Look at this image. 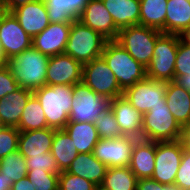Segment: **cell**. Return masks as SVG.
Wrapping results in <instances>:
<instances>
[{"label": "cell", "mask_w": 190, "mask_h": 190, "mask_svg": "<svg viewBox=\"0 0 190 190\" xmlns=\"http://www.w3.org/2000/svg\"><path fill=\"white\" fill-rule=\"evenodd\" d=\"M48 62L49 56L31 46L9 59L7 66L20 87L35 91L46 85Z\"/></svg>", "instance_id": "obj_1"}, {"label": "cell", "mask_w": 190, "mask_h": 190, "mask_svg": "<svg viewBox=\"0 0 190 190\" xmlns=\"http://www.w3.org/2000/svg\"><path fill=\"white\" fill-rule=\"evenodd\" d=\"M42 106L47 126L64 129L69 122L73 102V85H44L33 91Z\"/></svg>", "instance_id": "obj_2"}, {"label": "cell", "mask_w": 190, "mask_h": 190, "mask_svg": "<svg viewBox=\"0 0 190 190\" xmlns=\"http://www.w3.org/2000/svg\"><path fill=\"white\" fill-rule=\"evenodd\" d=\"M101 56L114 73L123 91L147 77L146 68L134 60L126 49L115 40H110L105 43Z\"/></svg>", "instance_id": "obj_3"}, {"label": "cell", "mask_w": 190, "mask_h": 190, "mask_svg": "<svg viewBox=\"0 0 190 190\" xmlns=\"http://www.w3.org/2000/svg\"><path fill=\"white\" fill-rule=\"evenodd\" d=\"M107 41L100 33L75 19L72 21L64 54L84 65L102 55Z\"/></svg>", "instance_id": "obj_4"}, {"label": "cell", "mask_w": 190, "mask_h": 190, "mask_svg": "<svg viewBox=\"0 0 190 190\" xmlns=\"http://www.w3.org/2000/svg\"><path fill=\"white\" fill-rule=\"evenodd\" d=\"M162 34L154 28L132 25L121 28L117 41L130 56L147 68L153 56L157 38Z\"/></svg>", "instance_id": "obj_5"}, {"label": "cell", "mask_w": 190, "mask_h": 190, "mask_svg": "<svg viewBox=\"0 0 190 190\" xmlns=\"http://www.w3.org/2000/svg\"><path fill=\"white\" fill-rule=\"evenodd\" d=\"M178 43L179 36L176 34L162 33L157 38L152 59L146 68L148 78L155 81H174Z\"/></svg>", "instance_id": "obj_6"}, {"label": "cell", "mask_w": 190, "mask_h": 190, "mask_svg": "<svg viewBox=\"0 0 190 190\" xmlns=\"http://www.w3.org/2000/svg\"><path fill=\"white\" fill-rule=\"evenodd\" d=\"M181 126L168 106H156L143 114L142 139L153 142L180 140Z\"/></svg>", "instance_id": "obj_7"}, {"label": "cell", "mask_w": 190, "mask_h": 190, "mask_svg": "<svg viewBox=\"0 0 190 190\" xmlns=\"http://www.w3.org/2000/svg\"><path fill=\"white\" fill-rule=\"evenodd\" d=\"M109 107L110 100L104 95L96 94L83 82L75 84L69 122H94Z\"/></svg>", "instance_id": "obj_8"}, {"label": "cell", "mask_w": 190, "mask_h": 190, "mask_svg": "<svg viewBox=\"0 0 190 190\" xmlns=\"http://www.w3.org/2000/svg\"><path fill=\"white\" fill-rule=\"evenodd\" d=\"M82 82L109 100L123 96V90L102 56L83 65Z\"/></svg>", "instance_id": "obj_9"}, {"label": "cell", "mask_w": 190, "mask_h": 190, "mask_svg": "<svg viewBox=\"0 0 190 190\" xmlns=\"http://www.w3.org/2000/svg\"><path fill=\"white\" fill-rule=\"evenodd\" d=\"M166 82L155 81L148 77L136 82L123 91V97L142 114L156 106H166Z\"/></svg>", "instance_id": "obj_10"}, {"label": "cell", "mask_w": 190, "mask_h": 190, "mask_svg": "<svg viewBox=\"0 0 190 190\" xmlns=\"http://www.w3.org/2000/svg\"><path fill=\"white\" fill-rule=\"evenodd\" d=\"M184 148L180 140L156 142L155 168L151 178L160 184L174 185Z\"/></svg>", "instance_id": "obj_11"}, {"label": "cell", "mask_w": 190, "mask_h": 190, "mask_svg": "<svg viewBox=\"0 0 190 190\" xmlns=\"http://www.w3.org/2000/svg\"><path fill=\"white\" fill-rule=\"evenodd\" d=\"M136 140L137 138L132 136H122L110 140L100 138L94 147L93 155L108 168L127 167Z\"/></svg>", "instance_id": "obj_12"}, {"label": "cell", "mask_w": 190, "mask_h": 190, "mask_svg": "<svg viewBox=\"0 0 190 190\" xmlns=\"http://www.w3.org/2000/svg\"><path fill=\"white\" fill-rule=\"evenodd\" d=\"M83 65L67 54L49 57L46 85H75L82 82Z\"/></svg>", "instance_id": "obj_13"}, {"label": "cell", "mask_w": 190, "mask_h": 190, "mask_svg": "<svg viewBox=\"0 0 190 190\" xmlns=\"http://www.w3.org/2000/svg\"><path fill=\"white\" fill-rule=\"evenodd\" d=\"M0 43L7 60L32 46V38L11 12L0 23Z\"/></svg>", "instance_id": "obj_14"}, {"label": "cell", "mask_w": 190, "mask_h": 190, "mask_svg": "<svg viewBox=\"0 0 190 190\" xmlns=\"http://www.w3.org/2000/svg\"><path fill=\"white\" fill-rule=\"evenodd\" d=\"M78 20L100 33L108 41L116 40L120 30L114 24L113 18L105 8L102 0H90Z\"/></svg>", "instance_id": "obj_15"}, {"label": "cell", "mask_w": 190, "mask_h": 190, "mask_svg": "<svg viewBox=\"0 0 190 190\" xmlns=\"http://www.w3.org/2000/svg\"><path fill=\"white\" fill-rule=\"evenodd\" d=\"M11 13L31 38L43 32L50 24L43 0H34L18 6Z\"/></svg>", "instance_id": "obj_16"}, {"label": "cell", "mask_w": 190, "mask_h": 190, "mask_svg": "<svg viewBox=\"0 0 190 190\" xmlns=\"http://www.w3.org/2000/svg\"><path fill=\"white\" fill-rule=\"evenodd\" d=\"M72 23H50L32 38V46L47 56L64 53Z\"/></svg>", "instance_id": "obj_17"}, {"label": "cell", "mask_w": 190, "mask_h": 190, "mask_svg": "<svg viewBox=\"0 0 190 190\" xmlns=\"http://www.w3.org/2000/svg\"><path fill=\"white\" fill-rule=\"evenodd\" d=\"M110 107L121 133L142 139L143 114L135 110L123 96L110 100Z\"/></svg>", "instance_id": "obj_18"}, {"label": "cell", "mask_w": 190, "mask_h": 190, "mask_svg": "<svg viewBox=\"0 0 190 190\" xmlns=\"http://www.w3.org/2000/svg\"><path fill=\"white\" fill-rule=\"evenodd\" d=\"M56 129L46 127L38 130L20 132L18 150L25 157L44 156L51 152Z\"/></svg>", "instance_id": "obj_19"}, {"label": "cell", "mask_w": 190, "mask_h": 190, "mask_svg": "<svg viewBox=\"0 0 190 190\" xmlns=\"http://www.w3.org/2000/svg\"><path fill=\"white\" fill-rule=\"evenodd\" d=\"M156 142L137 139L133 145L129 167L135 176L151 178L155 168Z\"/></svg>", "instance_id": "obj_20"}, {"label": "cell", "mask_w": 190, "mask_h": 190, "mask_svg": "<svg viewBox=\"0 0 190 190\" xmlns=\"http://www.w3.org/2000/svg\"><path fill=\"white\" fill-rule=\"evenodd\" d=\"M33 91L20 87L0 99V121L2 126L18 127L23 110Z\"/></svg>", "instance_id": "obj_21"}, {"label": "cell", "mask_w": 190, "mask_h": 190, "mask_svg": "<svg viewBox=\"0 0 190 190\" xmlns=\"http://www.w3.org/2000/svg\"><path fill=\"white\" fill-rule=\"evenodd\" d=\"M107 169L108 167L96 159L91 152L79 153L66 171L89 180L95 185H101Z\"/></svg>", "instance_id": "obj_22"}, {"label": "cell", "mask_w": 190, "mask_h": 190, "mask_svg": "<svg viewBox=\"0 0 190 190\" xmlns=\"http://www.w3.org/2000/svg\"><path fill=\"white\" fill-rule=\"evenodd\" d=\"M102 2L119 29L139 25L140 0H102Z\"/></svg>", "instance_id": "obj_23"}, {"label": "cell", "mask_w": 190, "mask_h": 190, "mask_svg": "<svg viewBox=\"0 0 190 190\" xmlns=\"http://www.w3.org/2000/svg\"><path fill=\"white\" fill-rule=\"evenodd\" d=\"M165 100L168 109L182 127L190 122V93L174 81L166 82Z\"/></svg>", "instance_id": "obj_24"}, {"label": "cell", "mask_w": 190, "mask_h": 190, "mask_svg": "<svg viewBox=\"0 0 190 190\" xmlns=\"http://www.w3.org/2000/svg\"><path fill=\"white\" fill-rule=\"evenodd\" d=\"M50 23H72L90 0H43Z\"/></svg>", "instance_id": "obj_25"}, {"label": "cell", "mask_w": 190, "mask_h": 190, "mask_svg": "<svg viewBox=\"0 0 190 190\" xmlns=\"http://www.w3.org/2000/svg\"><path fill=\"white\" fill-rule=\"evenodd\" d=\"M64 130L74 141L78 153H91L100 140L94 122H68Z\"/></svg>", "instance_id": "obj_26"}, {"label": "cell", "mask_w": 190, "mask_h": 190, "mask_svg": "<svg viewBox=\"0 0 190 190\" xmlns=\"http://www.w3.org/2000/svg\"><path fill=\"white\" fill-rule=\"evenodd\" d=\"M165 33L179 35L190 26V2L186 0H167Z\"/></svg>", "instance_id": "obj_27"}, {"label": "cell", "mask_w": 190, "mask_h": 190, "mask_svg": "<svg viewBox=\"0 0 190 190\" xmlns=\"http://www.w3.org/2000/svg\"><path fill=\"white\" fill-rule=\"evenodd\" d=\"M139 25L165 33L167 0H140Z\"/></svg>", "instance_id": "obj_28"}, {"label": "cell", "mask_w": 190, "mask_h": 190, "mask_svg": "<svg viewBox=\"0 0 190 190\" xmlns=\"http://www.w3.org/2000/svg\"><path fill=\"white\" fill-rule=\"evenodd\" d=\"M73 142L64 129H56L51 153L56 159L60 171H66L79 154Z\"/></svg>", "instance_id": "obj_29"}, {"label": "cell", "mask_w": 190, "mask_h": 190, "mask_svg": "<svg viewBox=\"0 0 190 190\" xmlns=\"http://www.w3.org/2000/svg\"><path fill=\"white\" fill-rule=\"evenodd\" d=\"M47 121L44 110L34 94H32L23 110L17 129L20 132L46 128Z\"/></svg>", "instance_id": "obj_30"}, {"label": "cell", "mask_w": 190, "mask_h": 190, "mask_svg": "<svg viewBox=\"0 0 190 190\" xmlns=\"http://www.w3.org/2000/svg\"><path fill=\"white\" fill-rule=\"evenodd\" d=\"M138 178L130 167L108 168L103 185L109 190H137Z\"/></svg>", "instance_id": "obj_31"}, {"label": "cell", "mask_w": 190, "mask_h": 190, "mask_svg": "<svg viewBox=\"0 0 190 190\" xmlns=\"http://www.w3.org/2000/svg\"><path fill=\"white\" fill-rule=\"evenodd\" d=\"M27 166L25 157L16 150L0 160V173L8 181L16 182L27 176Z\"/></svg>", "instance_id": "obj_32"}, {"label": "cell", "mask_w": 190, "mask_h": 190, "mask_svg": "<svg viewBox=\"0 0 190 190\" xmlns=\"http://www.w3.org/2000/svg\"><path fill=\"white\" fill-rule=\"evenodd\" d=\"M94 125L101 139L110 140L124 136L119 129L111 107H109L95 119Z\"/></svg>", "instance_id": "obj_33"}, {"label": "cell", "mask_w": 190, "mask_h": 190, "mask_svg": "<svg viewBox=\"0 0 190 190\" xmlns=\"http://www.w3.org/2000/svg\"><path fill=\"white\" fill-rule=\"evenodd\" d=\"M27 178L35 190H58L59 173L47 171H28Z\"/></svg>", "instance_id": "obj_34"}, {"label": "cell", "mask_w": 190, "mask_h": 190, "mask_svg": "<svg viewBox=\"0 0 190 190\" xmlns=\"http://www.w3.org/2000/svg\"><path fill=\"white\" fill-rule=\"evenodd\" d=\"M96 185L78 175L61 171L58 178V190H95Z\"/></svg>", "instance_id": "obj_35"}, {"label": "cell", "mask_w": 190, "mask_h": 190, "mask_svg": "<svg viewBox=\"0 0 190 190\" xmlns=\"http://www.w3.org/2000/svg\"><path fill=\"white\" fill-rule=\"evenodd\" d=\"M20 131L16 127H0V160L18 150Z\"/></svg>", "instance_id": "obj_36"}, {"label": "cell", "mask_w": 190, "mask_h": 190, "mask_svg": "<svg viewBox=\"0 0 190 190\" xmlns=\"http://www.w3.org/2000/svg\"><path fill=\"white\" fill-rule=\"evenodd\" d=\"M25 159L28 171L61 172L51 152L44 153V156H33Z\"/></svg>", "instance_id": "obj_37"}, {"label": "cell", "mask_w": 190, "mask_h": 190, "mask_svg": "<svg viewBox=\"0 0 190 190\" xmlns=\"http://www.w3.org/2000/svg\"><path fill=\"white\" fill-rule=\"evenodd\" d=\"M174 184L181 190H190V150L187 148H184Z\"/></svg>", "instance_id": "obj_38"}, {"label": "cell", "mask_w": 190, "mask_h": 190, "mask_svg": "<svg viewBox=\"0 0 190 190\" xmlns=\"http://www.w3.org/2000/svg\"><path fill=\"white\" fill-rule=\"evenodd\" d=\"M190 74V45L180 41L175 62V76Z\"/></svg>", "instance_id": "obj_39"}, {"label": "cell", "mask_w": 190, "mask_h": 190, "mask_svg": "<svg viewBox=\"0 0 190 190\" xmlns=\"http://www.w3.org/2000/svg\"><path fill=\"white\" fill-rule=\"evenodd\" d=\"M20 88L7 65L0 66V99Z\"/></svg>", "instance_id": "obj_40"}, {"label": "cell", "mask_w": 190, "mask_h": 190, "mask_svg": "<svg viewBox=\"0 0 190 190\" xmlns=\"http://www.w3.org/2000/svg\"><path fill=\"white\" fill-rule=\"evenodd\" d=\"M137 190H181L178 186L157 183L152 178H140L137 182Z\"/></svg>", "instance_id": "obj_41"}, {"label": "cell", "mask_w": 190, "mask_h": 190, "mask_svg": "<svg viewBox=\"0 0 190 190\" xmlns=\"http://www.w3.org/2000/svg\"><path fill=\"white\" fill-rule=\"evenodd\" d=\"M11 190H35V189L33 187V184L27 178V176H25L19 181L13 182Z\"/></svg>", "instance_id": "obj_42"}, {"label": "cell", "mask_w": 190, "mask_h": 190, "mask_svg": "<svg viewBox=\"0 0 190 190\" xmlns=\"http://www.w3.org/2000/svg\"><path fill=\"white\" fill-rule=\"evenodd\" d=\"M180 141L185 148L190 150V122L182 126Z\"/></svg>", "instance_id": "obj_43"}, {"label": "cell", "mask_w": 190, "mask_h": 190, "mask_svg": "<svg viewBox=\"0 0 190 190\" xmlns=\"http://www.w3.org/2000/svg\"><path fill=\"white\" fill-rule=\"evenodd\" d=\"M174 82L190 93V74L174 76Z\"/></svg>", "instance_id": "obj_44"}, {"label": "cell", "mask_w": 190, "mask_h": 190, "mask_svg": "<svg viewBox=\"0 0 190 190\" xmlns=\"http://www.w3.org/2000/svg\"><path fill=\"white\" fill-rule=\"evenodd\" d=\"M4 1L7 5L8 11L11 12L14 9H16L18 6L27 4V3L32 2L34 0H4Z\"/></svg>", "instance_id": "obj_45"}, {"label": "cell", "mask_w": 190, "mask_h": 190, "mask_svg": "<svg viewBox=\"0 0 190 190\" xmlns=\"http://www.w3.org/2000/svg\"><path fill=\"white\" fill-rule=\"evenodd\" d=\"M178 36L181 42L190 45V26L184 29Z\"/></svg>", "instance_id": "obj_46"}, {"label": "cell", "mask_w": 190, "mask_h": 190, "mask_svg": "<svg viewBox=\"0 0 190 190\" xmlns=\"http://www.w3.org/2000/svg\"><path fill=\"white\" fill-rule=\"evenodd\" d=\"M12 184V181H8V179L0 173V190H11Z\"/></svg>", "instance_id": "obj_47"}, {"label": "cell", "mask_w": 190, "mask_h": 190, "mask_svg": "<svg viewBox=\"0 0 190 190\" xmlns=\"http://www.w3.org/2000/svg\"><path fill=\"white\" fill-rule=\"evenodd\" d=\"M7 5L4 0H0V23L9 14Z\"/></svg>", "instance_id": "obj_48"}, {"label": "cell", "mask_w": 190, "mask_h": 190, "mask_svg": "<svg viewBox=\"0 0 190 190\" xmlns=\"http://www.w3.org/2000/svg\"><path fill=\"white\" fill-rule=\"evenodd\" d=\"M7 58L5 57L2 47H1V43H0V66H5L7 65Z\"/></svg>", "instance_id": "obj_49"}, {"label": "cell", "mask_w": 190, "mask_h": 190, "mask_svg": "<svg viewBox=\"0 0 190 190\" xmlns=\"http://www.w3.org/2000/svg\"><path fill=\"white\" fill-rule=\"evenodd\" d=\"M95 190H109L105 188L103 185H96Z\"/></svg>", "instance_id": "obj_50"}]
</instances>
